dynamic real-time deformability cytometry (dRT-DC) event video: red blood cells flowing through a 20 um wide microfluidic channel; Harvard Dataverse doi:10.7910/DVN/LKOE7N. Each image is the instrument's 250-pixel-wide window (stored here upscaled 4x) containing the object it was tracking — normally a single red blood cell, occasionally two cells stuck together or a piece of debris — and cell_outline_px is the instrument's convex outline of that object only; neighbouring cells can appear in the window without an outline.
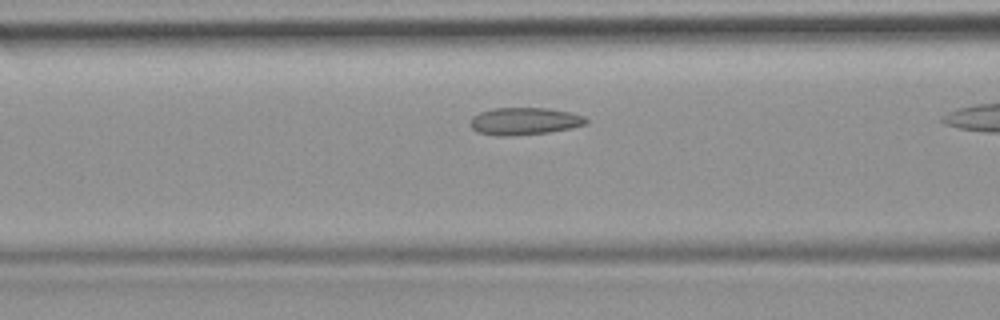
{"species": "common noctule bat (a hibernating species)", "species_latin": "Nyctalus noctula", "temperature_condition": "room temperature", "stored_images_in_passage": 17, "camera_frame_rate_fps": 3000, "um_per_image_px": 0.085, "animal": {"sex": "female", "body_mass_g": 19.9}, "frame": {"image": 1, "passage_image": 10, "time_ms": 3.0, "image_size_px": [1000, 320], "cell_outline_px": [[588, 124], [572, 128], [548, 132], [508, 136], [500, 136], [476, 132], [472, 128], [472, 116], [480, 112], [492, 108], [548, 108], [572, 112], [584, 116], [588, 120]], "centroid_in_image_um": [44.62, 10.29], "position_along_channel_um": 122.0, "area_um2": 18.5}}